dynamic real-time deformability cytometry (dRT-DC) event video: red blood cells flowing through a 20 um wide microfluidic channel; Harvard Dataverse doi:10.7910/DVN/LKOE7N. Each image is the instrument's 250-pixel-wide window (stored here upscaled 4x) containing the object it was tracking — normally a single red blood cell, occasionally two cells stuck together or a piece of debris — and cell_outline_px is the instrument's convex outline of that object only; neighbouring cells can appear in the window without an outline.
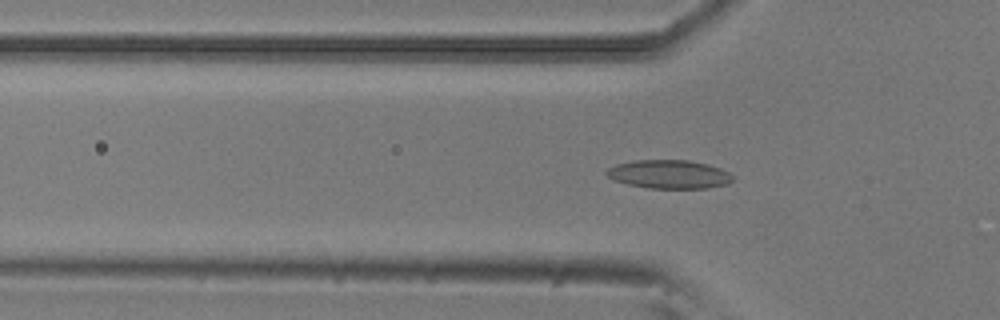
{"species": "common noctule bat (a hibernating species)", "species_latin": "Nyctalus noctula", "temperature_condition": "room temperature", "stored_images_in_passage": 17, "camera_frame_rate_fps": 3000, "um_per_image_px": 0.085, "animal": {"sex": "male", "body_mass_g": 20.5, "forearm_length_mm": 52.5}, "frame": {"image": 1, "passage_image": 10, "time_ms": 3.0, "image_size_px": [1000, 320], "cell_outline_px": [[736, 176], [728, 184], [704, 188], [648, 188], [628, 184], [612, 180], [604, 172], [608, 168], [616, 164], [636, 160], [688, 160], [708, 164], [720, 168]], "centroid_in_image_um": [56.87, 14.81], "position_along_channel_um": 68.9, "area_um2": 21.1}}
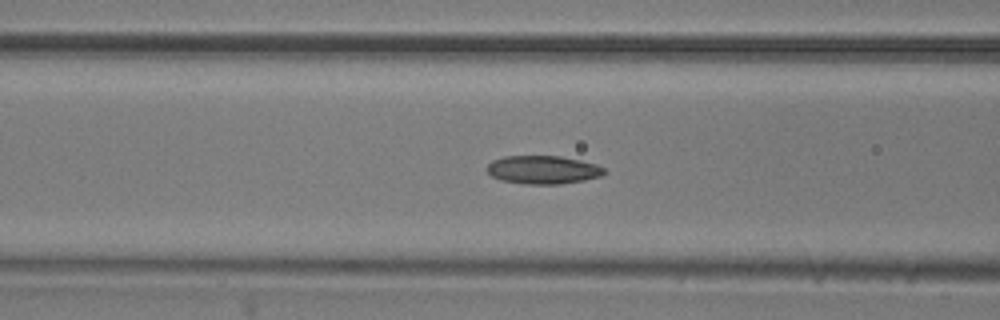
{"frame": {"image": 2, "passage_image": 14, "time_ms": 4.333, "image_size_px": [1000, 320], "cell_outline_px": [[608, 172], [600, 176], [584, 180], [560, 184], [524, 184], [500, 180], [492, 176], [488, 172], [488, 164], [492, 160], [504, 156], [560, 156], [580, 160], [596, 164], [604, 168]], "centroid_in_image_um": [46.16, 14.43], "position_along_channel_um": 120.4, "area_um2": 19.36}}